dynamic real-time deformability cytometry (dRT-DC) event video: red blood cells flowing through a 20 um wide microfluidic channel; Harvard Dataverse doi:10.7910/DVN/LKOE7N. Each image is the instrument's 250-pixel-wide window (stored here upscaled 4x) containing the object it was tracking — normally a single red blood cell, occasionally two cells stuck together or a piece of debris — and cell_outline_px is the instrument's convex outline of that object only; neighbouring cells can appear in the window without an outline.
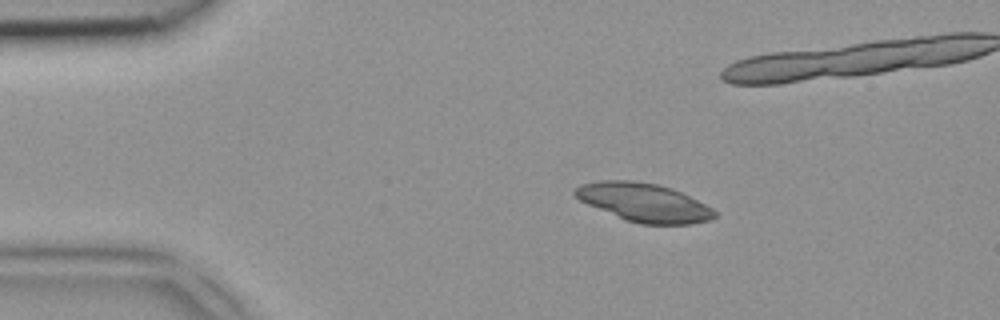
{"species": "common noctule bat (a hibernating species)", "species_latin": "Nyctalus noctula", "temperature_condition": "room temperature", "stored_images_in_passage": 4, "camera_frame_rate_fps": 3000, "um_per_image_px": 0.085, "animal": {"sex": "female", "body_mass_g": 18.4}, "frame": {"image": 1, "passage_image": 2, "time_ms": 0.333, "image_size_px": [1000, 320], "cell_outline_px": [[716, 216], [712, 220], [692, 224], [640, 224], [624, 220], [588, 204], [580, 200], [572, 192], [580, 184], [600, 180], [632, 180], [656, 184], [672, 188], [712, 208], [716, 212]], "centroid_in_image_um": [54.72, 17.21], "position_along_channel_um": 30.3, "area_um2": 31.21}}